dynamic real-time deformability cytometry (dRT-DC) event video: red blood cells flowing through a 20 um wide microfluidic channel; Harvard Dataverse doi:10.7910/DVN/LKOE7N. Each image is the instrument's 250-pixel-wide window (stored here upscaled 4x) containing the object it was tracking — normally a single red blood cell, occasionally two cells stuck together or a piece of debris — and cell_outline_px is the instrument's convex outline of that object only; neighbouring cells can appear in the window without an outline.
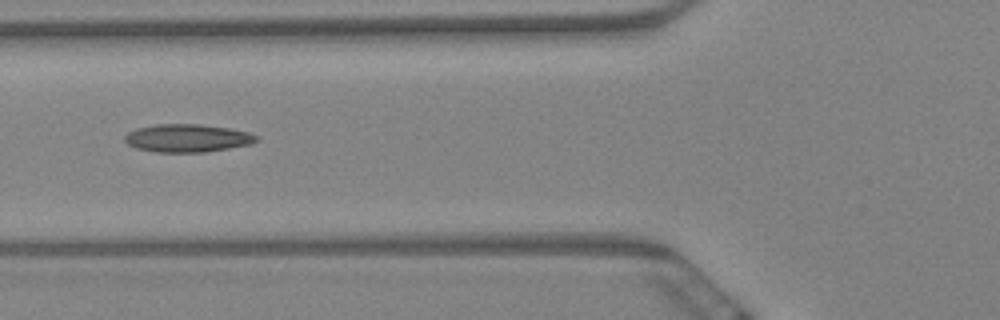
{"species": "Egyptian fruit bat (a non-hibernating species)", "species_latin": "Rousettus aegyptiacus", "temperature_condition": "warm", "stored_images_in_passage": 7, "camera_frame_rate_fps": 3000, "um_per_image_px": 0.085, "animal": {"sex": "female"}, "frame": {"image": 1, "passage_image": 3, "time_ms": 0.667, "image_size_px": [1000, 320], "cell_outline_px": [[260, 140], [248, 144], [228, 148], [204, 152], [156, 152], [136, 148], [128, 144], [124, 140], [124, 136], [128, 132], [136, 128], [156, 124], [200, 124], [228, 128], [248, 132], [256, 136]], "centroid_in_image_um": [15.88, 11.73], "position_along_channel_um": 109.9, "area_um2": 21.33}}
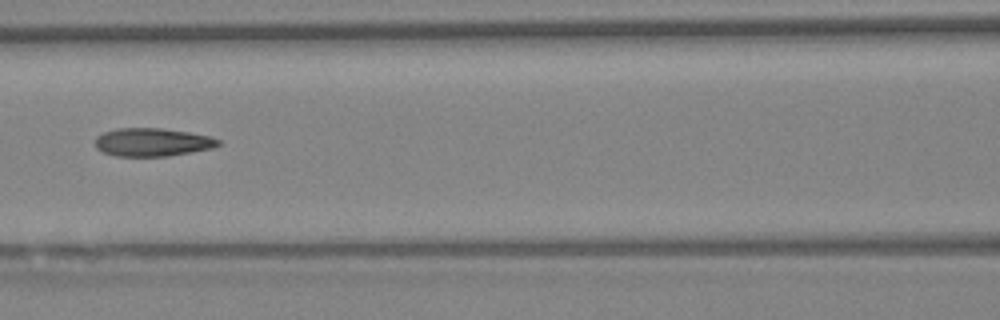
{"frame": {"image": 2, "passage_image": 4, "time_ms": 1.0, "image_size_px": [1000, 320], "cell_outline_px": [[220, 144], [212, 148], [192, 152], [168, 156], [112, 156], [96, 148], [96, 136], [104, 132], [116, 128], [160, 128], [188, 132], [212, 136], [220, 140]], "centroid_in_image_um": [12.95, 12.08], "position_along_channel_um": 153.6, "area_um2": 20.29}}
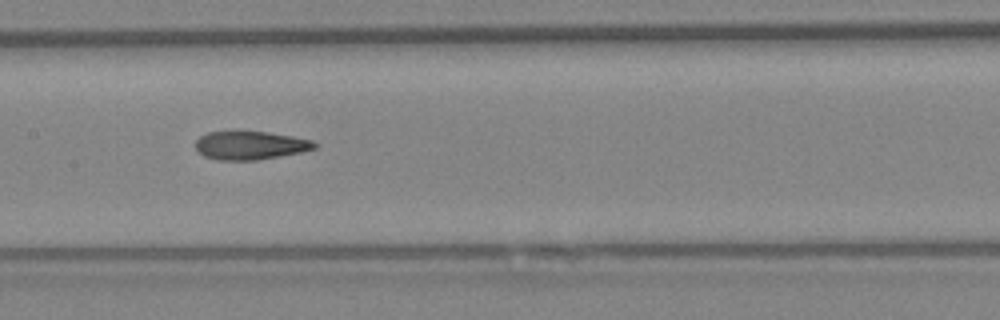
{"frame": {"image": 3, "passage_image": 5, "time_ms": 1.333, "image_size_px": [1000, 320], "cell_outline_px": [[320, 144], [316, 148], [300, 152], [256, 160], [220, 160], [204, 156], [196, 148], [196, 140], [200, 136], [208, 132], [268, 132], [292, 136], [312, 140]], "centroid_in_image_um": [21.3, 12.36], "position_along_channel_um": 186.1, "area_um2": 19.48}}